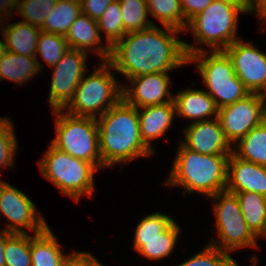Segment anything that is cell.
Listing matches in <instances>:
<instances>
[{
  "instance_id": "obj_1",
  "label": "cell",
  "mask_w": 266,
  "mask_h": 266,
  "mask_svg": "<svg viewBox=\"0 0 266 266\" xmlns=\"http://www.w3.org/2000/svg\"><path fill=\"white\" fill-rule=\"evenodd\" d=\"M182 31L153 25L128 32L111 47L108 62L113 71L129 80L138 75L170 72L188 63L184 41L176 38Z\"/></svg>"
},
{
  "instance_id": "obj_2",
  "label": "cell",
  "mask_w": 266,
  "mask_h": 266,
  "mask_svg": "<svg viewBox=\"0 0 266 266\" xmlns=\"http://www.w3.org/2000/svg\"><path fill=\"white\" fill-rule=\"evenodd\" d=\"M96 120L102 168L154 154L141 139L138 109L123 99Z\"/></svg>"
},
{
  "instance_id": "obj_3",
  "label": "cell",
  "mask_w": 266,
  "mask_h": 266,
  "mask_svg": "<svg viewBox=\"0 0 266 266\" xmlns=\"http://www.w3.org/2000/svg\"><path fill=\"white\" fill-rule=\"evenodd\" d=\"M165 185L180 186L211 197L226 189L230 155H205L186 148L181 142Z\"/></svg>"
},
{
  "instance_id": "obj_4",
  "label": "cell",
  "mask_w": 266,
  "mask_h": 266,
  "mask_svg": "<svg viewBox=\"0 0 266 266\" xmlns=\"http://www.w3.org/2000/svg\"><path fill=\"white\" fill-rule=\"evenodd\" d=\"M188 63L199 70L208 94L218 109L244 99L250 94L237 77L230 58L224 51H210L184 42ZM209 55V56H208Z\"/></svg>"
},
{
  "instance_id": "obj_5",
  "label": "cell",
  "mask_w": 266,
  "mask_h": 266,
  "mask_svg": "<svg viewBox=\"0 0 266 266\" xmlns=\"http://www.w3.org/2000/svg\"><path fill=\"white\" fill-rule=\"evenodd\" d=\"M38 165L42 175L57 186L63 195L75 202L83 195L92 197L95 191L94 173L98 171L93 164L74 158L50 143Z\"/></svg>"
},
{
  "instance_id": "obj_6",
  "label": "cell",
  "mask_w": 266,
  "mask_h": 266,
  "mask_svg": "<svg viewBox=\"0 0 266 266\" xmlns=\"http://www.w3.org/2000/svg\"><path fill=\"white\" fill-rule=\"evenodd\" d=\"M112 65L108 61L84 76L77 86L74 97L63 109L73 116H101L122 99V85L114 78Z\"/></svg>"
},
{
  "instance_id": "obj_7",
  "label": "cell",
  "mask_w": 266,
  "mask_h": 266,
  "mask_svg": "<svg viewBox=\"0 0 266 266\" xmlns=\"http://www.w3.org/2000/svg\"><path fill=\"white\" fill-rule=\"evenodd\" d=\"M52 113L56 116V137L50 143L74 158L102 169L96 118L73 116L64 110H53Z\"/></svg>"
},
{
  "instance_id": "obj_8",
  "label": "cell",
  "mask_w": 266,
  "mask_h": 266,
  "mask_svg": "<svg viewBox=\"0 0 266 266\" xmlns=\"http://www.w3.org/2000/svg\"><path fill=\"white\" fill-rule=\"evenodd\" d=\"M244 13L239 7L214 0L206 9L187 23L198 44L209 46L211 51H223L237 38L238 16Z\"/></svg>"
},
{
  "instance_id": "obj_9",
  "label": "cell",
  "mask_w": 266,
  "mask_h": 266,
  "mask_svg": "<svg viewBox=\"0 0 266 266\" xmlns=\"http://www.w3.org/2000/svg\"><path fill=\"white\" fill-rule=\"evenodd\" d=\"M210 198L216 203L213 210L219 240H212L209 244L227 253L248 246L258 249L257 237L248 228L236 194L224 190Z\"/></svg>"
},
{
  "instance_id": "obj_10",
  "label": "cell",
  "mask_w": 266,
  "mask_h": 266,
  "mask_svg": "<svg viewBox=\"0 0 266 266\" xmlns=\"http://www.w3.org/2000/svg\"><path fill=\"white\" fill-rule=\"evenodd\" d=\"M35 206L24 192L0 181V212L11 222L4 230L16 234L28 233L22 228L34 231V234L44 231L48 224Z\"/></svg>"
},
{
  "instance_id": "obj_11",
  "label": "cell",
  "mask_w": 266,
  "mask_h": 266,
  "mask_svg": "<svg viewBox=\"0 0 266 266\" xmlns=\"http://www.w3.org/2000/svg\"><path fill=\"white\" fill-rule=\"evenodd\" d=\"M87 53L69 49L53 67L49 104L51 110H63L74 97L75 90L86 76Z\"/></svg>"
},
{
  "instance_id": "obj_12",
  "label": "cell",
  "mask_w": 266,
  "mask_h": 266,
  "mask_svg": "<svg viewBox=\"0 0 266 266\" xmlns=\"http://www.w3.org/2000/svg\"><path fill=\"white\" fill-rule=\"evenodd\" d=\"M232 62L237 77L250 93L259 94L266 88V54L253 43L234 41L223 50Z\"/></svg>"
},
{
  "instance_id": "obj_13",
  "label": "cell",
  "mask_w": 266,
  "mask_h": 266,
  "mask_svg": "<svg viewBox=\"0 0 266 266\" xmlns=\"http://www.w3.org/2000/svg\"><path fill=\"white\" fill-rule=\"evenodd\" d=\"M225 138L234 144L244 137L263 119L262 102L257 93H250L244 99L218 110V117Z\"/></svg>"
},
{
  "instance_id": "obj_14",
  "label": "cell",
  "mask_w": 266,
  "mask_h": 266,
  "mask_svg": "<svg viewBox=\"0 0 266 266\" xmlns=\"http://www.w3.org/2000/svg\"><path fill=\"white\" fill-rule=\"evenodd\" d=\"M128 81L130 88L122 87V99L137 109L173 101L168 72L138 75Z\"/></svg>"
},
{
  "instance_id": "obj_15",
  "label": "cell",
  "mask_w": 266,
  "mask_h": 266,
  "mask_svg": "<svg viewBox=\"0 0 266 266\" xmlns=\"http://www.w3.org/2000/svg\"><path fill=\"white\" fill-rule=\"evenodd\" d=\"M180 142L188 149L205 155H231L233 149L225 138L218 118L192 122L184 130Z\"/></svg>"
},
{
  "instance_id": "obj_16",
  "label": "cell",
  "mask_w": 266,
  "mask_h": 266,
  "mask_svg": "<svg viewBox=\"0 0 266 266\" xmlns=\"http://www.w3.org/2000/svg\"><path fill=\"white\" fill-rule=\"evenodd\" d=\"M229 192H253L266 197V167L236 157L227 163L226 189Z\"/></svg>"
},
{
  "instance_id": "obj_17",
  "label": "cell",
  "mask_w": 266,
  "mask_h": 266,
  "mask_svg": "<svg viewBox=\"0 0 266 266\" xmlns=\"http://www.w3.org/2000/svg\"><path fill=\"white\" fill-rule=\"evenodd\" d=\"M65 39L70 49H76L88 53V50L95 51L101 62L108 61L111 54V47L100 44L102 40L97 25V20L91 19L88 15L81 13L72 23ZM100 44L99 46H97ZM96 46V48H95Z\"/></svg>"
},
{
  "instance_id": "obj_18",
  "label": "cell",
  "mask_w": 266,
  "mask_h": 266,
  "mask_svg": "<svg viewBox=\"0 0 266 266\" xmlns=\"http://www.w3.org/2000/svg\"><path fill=\"white\" fill-rule=\"evenodd\" d=\"M176 115L174 100L159 105L138 109L140 136L144 144L152 151L151 141L164 136Z\"/></svg>"
},
{
  "instance_id": "obj_19",
  "label": "cell",
  "mask_w": 266,
  "mask_h": 266,
  "mask_svg": "<svg viewBox=\"0 0 266 266\" xmlns=\"http://www.w3.org/2000/svg\"><path fill=\"white\" fill-rule=\"evenodd\" d=\"M176 116L190 118L194 123L218 117V108L214 99L203 90L186 89L173 97Z\"/></svg>"
},
{
  "instance_id": "obj_20",
  "label": "cell",
  "mask_w": 266,
  "mask_h": 266,
  "mask_svg": "<svg viewBox=\"0 0 266 266\" xmlns=\"http://www.w3.org/2000/svg\"><path fill=\"white\" fill-rule=\"evenodd\" d=\"M0 26L6 50L27 57H36V46L40 27L19 21ZM2 28V29H1Z\"/></svg>"
},
{
  "instance_id": "obj_21",
  "label": "cell",
  "mask_w": 266,
  "mask_h": 266,
  "mask_svg": "<svg viewBox=\"0 0 266 266\" xmlns=\"http://www.w3.org/2000/svg\"><path fill=\"white\" fill-rule=\"evenodd\" d=\"M41 67V63L36 57H27L6 51L0 59V81L8 79L19 85L23 84L37 75Z\"/></svg>"
},
{
  "instance_id": "obj_22",
  "label": "cell",
  "mask_w": 266,
  "mask_h": 266,
  "mask_svg": "<svg viewBox=\"0 0 266 266\" xmlns=\"http://www.w3.org/2000/svg\"><path fill=\"white\" fill-rule=\"evenodd\" d=\"M49 226L31 236L32 266H60L65 255Z\"/></svg>"
},
{
  "instance_id": "obj_23",
  "label": "cell",
  "mask_w": 266,
  "mask_h": 266,
  "mask_svg": "<svg viewBox=\"0 0 266 266\" xmlns=\"http://www.w3.org/2000/svg\"><path fill=\"white\" fill-rule=\"evenodd\" d=\"M235 193L248 228L256 237H266V197L253 192Z\"/></svg>"
},
{
  "instance_id": "obj_24",
  "label": "cell",
  "mask_w": 266,
  "mask_h": 266,
  "mask_svg": "<svg viewBox=\"0 0 266 266\" xmlns=\"http://www.w3.org/2000/svg\"><path fill=\"white\" fill-rule=\"evenodd\" d=\"M235 146L232 153L236 157L266 167V121L251 129Z\"/></svg>"
},
{
  "instance_id": "obj_25",
  "label": "cell",
  "mask_w": 266,
  "mask_h": 266,
  "mask_svg": "<svg viewBox=\"0 0 266 266\" xmlns=\"http://www.w3.org/2000/svg\"><path fill=\"white\" fill-rule=\"evenodd\" d=\"M180 230V227L174 221L157 238L133 239V248L142 256L151 260L168 257L176 245Z\"/></svg>"
},
{
  "instance_id": "obj_26",
  "label": "cell",
  "mask_w": 266,
  "mask_h": 266,
  "mask_svg": "<svg viewBox=\"0 0 266 266\" xmlns=\"http://www.w3.org/2000/svg\"><path fill=\"white\" fill-rule=\"evenodd\" d=\"M80 14V0H58L47 15L41 30L65 37L72 23Z\"/></svg>"
},
{
  "instance_id": "obj_27",
  "label": "cell",
  "mask_w": 266,
  "mask_h": 266,
  "mask_svg": "<svg viewBox=\"0 0 266 266\" xmlns=\"http://www.w3.org/2000/svg\"><path fill=\"white\" fill-rule=\"evenodd\" d=\"M148 13L163 26L186 30L187 23L181 9V0H147Z\"/></svg>"
},
{
  "instance_id": "obj_28",
  "label": "cell",
  "mask_w": 266,
  "mask_h": 266,
  "mask_svg": "<svg viewBox=\"0 0 266 266\" xmlns=\"http://www.w3.org/2000/svg\"><path fill=\"white\" fill-rule=\"evenodd\" d=\"M124 30L135 32L155 25L148 19L147 0H119Z\"/></svg>"
},
{
  "instance_id": "obj_29",
  "label": "cell",
  "mask_w": 266,
  "mask_h": 266,
  "mask_svg": "<svg viewBox=\"0 0 266 266\" xmlns=\"http://www.w3.org/2000/svg\"><path fill=\"white\" fill-rule=\"evenodd\" d=\"M5 266H32L31 235L13 233L4 248Z\"/></svg>"
},
{
  "instance_id": "obj_30",
  "label": "cell",
  "mask_w": 266,
  "mask_h": 266,
  "mask_svg": "<svg viewBox=\"0 0 266 266\" xmlns=\"http://www.w3.org/2000/svg\"><path fill=\"white\" fill-rule=\"evenodd\" d=\"M69 49L64 36L41 30L37 39L36 58L39 54L45 63L53 67Z\"/></svg>"
},
{
  "instance_id": "obj_31",
  "label": "cell",
  "mask_w": 266,
  "mask_h": 266,
  "mask_svg": "<svg viewBox=\"0 0 266 266\" xmlns=\"http://www.w3.org/2000/svg\"><path fill=\"white\" fill-rule=\"evenodd\" d=\"M97 25L100 33L105 32L106 43L110 47L127 33L123 27L119 0H115L108 5L102 16L97 20Z\"/></svg>"
},
{
  "instance_id": "obj_32",
  "label": "cell",
  "mask_w": 266,
  "mask_h": 266,
  "mask_svg": "<svg viewBox=\"0 0 266 266\" xmlns=\"http://www.w3.org/2000/svg\"><path fill=\"white\" fill-rule=\"evenodd\" d=\"M57 2L58 0H21L17 14L24 18L21 21L41 28Z\"/></svg>"
},
{
  "instance_id": "obj_33",
  "label": "cell",
  "mask_w": 266,
  "mask_h": 266,
  "mask_svg": "<svg viewBox=\"0 0 266 266\" xmlns=\"http://www.w3.org/2000/svg\"><path fill=\"white\" fill-rule=\"evenodd\" d=\"M178 266H239L225 251L208 244L202 251L195 254Z\"/></svg>"
},
{
  "instance_id": "obj_34",
  "label": "cell",
  "mask_w": 266,
  "mask_h": 266,
  "mask_svg": "<svg viewBox=\"0 0 266 266\" xmlns=\"http://www.w3.org/2000/svg\"><path fill=\"white\" fill-rule=\"evenodd\" d=\"M13 123L8 117L0 118V167H13L17 140Z\"/></svg>"
},
{
  "instance_id": "obj_35",
  "label": "cell",
  "mask_w": 266,
  "mask_h": 266,
  "mask_svg": "<svg viewBox=\"0 0 266 266\" xmlns=\"http://www.w3.org/2000/svg\"><path fill=\"white\" fill-rule=\"evenodd\" d=\"M173 222L174 219L166 214L158 212L151 215L148 214V216L142 218V220L137 224L134 239L157 238Z\"/></svg>"
},
{
  "instance_id": "obj_36",
  "label": "cell",
  "mask_w": 266,
  "mask_h": 266,
  "mask_svg": "<svg viewBox=\"0 0 266 266\" xmlns=\"http://www.w3.org/2000/svg\"><path fill=\"white\" fill-rule=\"evenodd\" d=\"M113 1L115 0H80L81 13L88 15L91 19L98 20Z\"/></svg>"
},
{
  "instance_id": "obj_37",
  "label": "cell",
  "mask_w": 266,
  "mask_h": 266,
  "mask_svg": "<svg viewBox=\"0 0 266 266\" xmlns=\"http://www.w3.org/2000/svg\"><path fill=\"white\" fill-rule=\"evenodd\" d=\"M214 0H181L184 21L188 23L195 15L206 9Z\"/></svg>"
},
{
  "instance_id": "obj_38",
  "label": "cell",
  "mask_w": 266,
  "mask_h": 266,
  "mask_svg": "<svg viewBox=\"0 0 266 266\" xmlns=\"http://www.w3.org/2000/svg\"><path fill=\"white\" fill-rule=\"evenodd\" d=\"M93 257L88 252H72L63 258L60 266H85Z\"/></svg>"
},
{
  "instance_id": "obj_39",
  "label": "cell",
  "mask_w": 266,
  "mask_h": 266,
  "mask_svg": "<svg viewBox=\"0 0 266 266\" xmlns=\"http://www.w3.org/2000/svg\"><path fill=\"white\" fill-rule=\"evenodd\" d=\"M245 14L254 13L259 19L266 22V0H244Z\"/></svg>"
},
{
  "instance_id": "obj_40",
  "label": "cell",
  "mask_w": 266,
  "mask_h": 266,
  "mask_svg": "<svg viewBox=\"0 0 266 266\" xmlns=\"http://www.w3.org/2000/svg\"><path fill=\"white\" fill-rule=\"evenodd\" d=\"M19 1L20 0H0V12H3L4 15H1L0 13V22L5 23L2 19L4 18V16L8 15V17L10 16H14V9H16V11L18 12V8H19Z\"/></svg>"
},
{
  "instance_id": "obj_41",
  "label": "cell",
  "mask_w": 266,
  "mask_h": 266,
  "mask_svg": "<svg viewBox=\"0 0 266 266\" xmlns=\"http://www.w3.org/2000/svg\"><path fill=\"white\" fill-rule=\"evenodd\" d=\"M13 233L7 232L6 230L0 231V266H5V245L7 239L12 235Z\"/></svg>"
},
{
  "instance_id": "obj_42",
  "label": "cell",
  "mask_w": 266,
  "mask_h": 266,
  "mask_svg": "<svg viewBox=\"0 0 266 266\" xmlns=\"http://www.w3.org/2000/svg\"><path fill=\"white\" fill-rule=\"evenodd\" d=\"M219 1L239 7L245 14L244 0H219Z\"/></svg>"
},
{
  "instance_id": "obj_43",
  "label": "cell",
  "mask_w": 266,
  "mask_h": 266,
  "mask_svg": "<svg viewBox=\"0 0 266 266\" xmlns=\"http://www.w3.org/2000/svg\"><path fill=\"white\" fill-rule=\"evenodd\" d=\"M259 97L262 102L263 119L266 121V88L259 93Z\"/></svg>"
},
{
  "instance_id": "obj_44",
  "label": "cell",
  "mask_w": 266,
  "mask_h": 266,
  "mask_svg": "<svg viewBox=\"0 0 266 266\" xmlns=\"http://www.w3.org/2000/svg\"><path fill=\"white\" fill-rule=\"evenodd\" d=\"M85 266H104L95 257H93Z\"/></svg>"
},
{
  "instance_id": "obj_45",
  "label": "cell",
  "mask_w": 266,
  "mask_h": 266,
  "mask_svg": "<svg viewBox=\"0 0 266 266\" xmlns=\"http://www.w3.org/2000/svg\"><path fill=\"white\" fill-rule=\"evenodd\" d=\"M5 42L0 39V59L6 53Z\"/></svg>"
},
{
  "instance_id": "obj_46",
  "label": "cell",
  "mask_w": 266,
  "mask_h": 266,
  "mask_svg": "<svg viewBox=\"0 0 266 266\" xmlns=\"http://www.w3.org/2000/svg\"><path fill=\"white\" fill-rule=\"evenodd\" d=\"M251 260H252V262H254L252 266H257L258 259L256 257L252 256Z\"/></svg>"
}]
</instances>
